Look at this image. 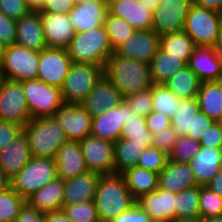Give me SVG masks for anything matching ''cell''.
I'll return each mask as SVG.
<instances>
[{
    "label": "cell",
    "instance_id": "1",
    "mask_svg": "<svg viewBox=\"0 0 222 222\" xmlns=\"http://www.w3.org/2000/svg\"><path fill=\"white\" fill-rule=\"evenodd\" d=\"M104 75L121 92L123 98L151 88L150 65L136 59L119 56L108 58Z\"/></svg>",
    "mask_w": 222,
    "mask_h": 222
},
{
    "label": "cell",
    "instance_id": "2",
    "mask_svg": "<svg viewBox=\"0 0 222 222\" xmlns=\"http://www.w3.org/2000/svg\"><path fill=\"white\" fill-rule=\"evenodd\" d=\"M128 190L122 174L101 175L97 184L94 203L101 222H109L136 203Z\"/></svg>",
    "mask_w": 222,
    "mask_h": 222
},
{
    "label": "cell",
    "instance_id": "3",
    "mask_svg": "<svg viewBox=\"0 0 222 222\" xmlns=\"http://www.w3.org/2000/svg\"><path fill=\"white\" fill-rule=\"evenodd\" d=\"M22 131L32 157L55 159L58 149L68 141L65 131L53 117L32 118Z\"/></svg>",
    "mask_w": 222,
    "mask_h": 222
},
{
    "label": "cell",
    "instance_id": "4",
    "mask_svg": "<svg viewBox=\"0 0 222 222\" xmlns=\"http://www.w3.org/2000/svg\"><path fill=\"white\" fill-rule=\"evenodd\" d=\"M66 50L74 63L104 67L114 52L104 25L88 31L76 32Z\"/></svg>",
    "mask_w": 222,
    "mask_h": 222
},
{
    "label": "cell",
    "instance_id": "5",
    "mask_svg": "<svg viewBox=\"0 0 222 222\" xmlns=\"http://www.w3.org/2000/svg\"><path fill=\"white\" fill-rule=\"evenodd\" d=\"M57 177L55 159L32 157L20 172L10 179V187L20 197L27 200L36 191Z\"/></svg>",
    "mask_w": 222,
    "mask_h": 222
},
{
    "label": "cell",
    "instance_id": "6",
    "mask_svg": "<svg viewBox=\"0 0 222 222\" xmlns=\"http://www.w3.org/2000/svg\"><path fill=\"white\" fill-rule=\"evenodd\" d=\"M104 76V66L72 63L62 85L64 104H80Z\"/></svg>",
    "mask_w": 222,
    "mask_h": 222
},
{
    "label": "cell",
    "instance_id": "7",
    "mask_svg": "<svg viewBox=\"0 0 222 222\" xmlns=\"http://www.w3.org/2000/svg\"><path fill=\"white\" fill-rule=\"evenodd\" d=\"M222 25V13L192 4L184 31L196 46L214 47Z\"/></svg>",
    "mask_w": 222,
    "mask_h": 222
},
{
    "label": "cell",
    "instance_id": "8",
    "mask_svg": "<svg viewBox=\"0 0 222 222\" xmlns=\"http://www.w3.org/2000/svg\"><path fill=\"white\" fill-rule=\"evenodd\" d=\"M22 86L31 119L52 117L64 105L59 87L47 85L38 79L22 81Z\"/></svg>",
    "mask_w": 222,
    "mask_h": 222
},
{
    "label": "cell",
    "instance_id": "9",
    "mask_svg": "<svg viewBox=\"0 0 222 222\" xmlns=\"http://www.w3.org/2000/svg\"><path fill=\"white\" fill-rule=\"evenodd\" d=\"M2 58L5 79L18 82L37 79L40 52L12 44L5 47Z\"/></svg>",
    "mask_w": 222,
    "mask_h": 222
},
{
    "label": "cell",
    "instance_id": "10",
    "mask_svg": "<svg viewBox=\"0 0 222 222\" xmlns=\"http://www.w3.org/2000/svg\"><path fill=\"white\" fill-rule=\"evenodd\" d=\"M31 119L22 82H0V120L15 123L22 128Z\"/></svg>",
    "mask_w": 222,
    "mask_h": 222
},
{
    "label": "cell",
    "instance_id": "11",
    "mask_svg": "<svg viewBox=\"0 0 222 222\" xmlns=\"http://www.w3.org/2000/svg\"><path fill=\"white\" fill-rule=\"evenodd\" d=\"M88 171L101 175L114 173V142L88 135L79 141Z\"/></svg>",
    "mask_w": 222,
    "mask_h": 222
},
{
    "label": "cell",
    "instance_id": "12",
    "mask_svg": "<svg viewBox=\"0 0 222 222\" xmlns=\"http://www.w3.org/2000/svg\"><path fill=\"white\" fill-rule=\"evenodd\" d=\"M192 4V0H170L159 4L152 11V30L159 36L182 31Z\"/></svg>",
    "mask_w": 222,
    "mask_h": 222
},
{
    "label": "cell",
    "instance_id": "13",
    "mask_svg": "<svg viewBox=\"0 0 222 222\" xmlns=\"http://www.w3.org/2000/svg\"><path fill=\"white\" fill-rule=\"evenodd\" d=\"M72 63L66 49H43L40 51L37 79L61 88Z\"/></svg>",
    "mask_w": 222,
    "mask_h": 222
},
{
    "label": "cell",
    "instance_id": "14",
    "mask_svg": "<svg viewBox=\"0 0 222 222\" xmlns=\"http://www.w3.org/2000/svg\"><path fill=\"white\" fill-rule=\"evenodd\" d=\"M52 117L65 131L68 140L81 141L91 134L93 117L80 104H64Z\"/></svg>",
    "mask_w": 222,
    "mask_h": 222
},
{
    "label": "cell",
    "instance_id": "15",
    "mask_svg": "<svg viewBox=\"0 0 222 222\" xmlns=\"http://www.w3.org/2000/svg\"><path fill=\"white\" fill-rule=\"evenodd\" d=\"M130 115H135V113L123 100L117 107L108 109L101 115L93 116L91 135L116 142L120 139L123 125Z\"/></svg>",
    "mask_w": 222,
    "mask_h": 222
},
{
    "label": "cell",
    "instance_id": "16",
    "mask_svg": "<svg viewBox=\"0 0 222 222\" xmlns=\"http://www.w3.org/2000/svg\"><path fill=\"white\" fill-rule=\"evenodd\" d=\"M160 46V36L153 30H136L114 52L119 56L150 64Z\"/></svg>",
    "mask_w": 222,
    "mask_h": 222
},
{
    "label": "cell",
    "instance_id": "17",
    "mask_svg": "<svg viewBox=\"0 0 222 222\" xmlns=\"http://www.w3.org/2000/svg\"><path fill=\"white\" fill-rule=\"evenodd\" d=\"M47 48L67 49L75 31L68 14L40 12Z\"/></svg>",
    "mask_w": 222,
    "mask_h": 222
},
{
    "label": "cell",
    "instance_id": "18",
    "mask_svg": "<svg viewBox=\"0 0 222 222\" xmlns=\"http://www.w3.org/2000/svg\"><path fill=\"white\" fill-rule=\"evenodd\" d=\"M124 100L121 92L104 75L80 103L91 116L117 107Z\"/></svg>",
    "mask_w": 222,
    "mask_h": 222
},
{
    "label": "cell",
    "instance_id": "19",
    "mask_svg": "<svg viewBox=\"0 0 222 222\" xmlns=\"http://www.w3.org/2000/svg\"><path fill=\"white\" fill-rule=\"evenodd\" d=\"M187 66L201 82L221 81L222 57L217 54L214 47L196 46Z\"/></svg>",
    "mask_w": 222,
    "mask_h": 222
},
{
    "label": "cell",
    "instance_id": "20",
    "mask_svg": "<svg viewBox=\"0 0 222 222\" xmlns=\"http://www.w3.org/2000/svg\"><path fill=\"white\" fill-rule=\"evenodd\" d=\"M176 193L157 188L154 192L142 195L136 203L147 212L152 221L176 219Z\"/></svg>",
    "mask_w": 222,
    "mask_h": 222
},
{
    "label": "cell",
    "instance_id": "21",
    "mask_svg": "<svg viewBox=\"0 0 222 222\" xmlns=\"http://www.w3.org/2000/svg\"><path fill=\"white\" fill-rule=\"evenodd\" d=\"M107 12L108 6L102 0H90L76 4L68 17L76 33L103 26Z\"/></svg>",
    "mask_w": 222,
    "mask_h": 222
},
{
    "label": "cell",
    "instance_id": "22",
    "mask_svg": "<svg viewBox=\"0 0 222 222\" xmlns=\"http://www.w3.org/2000/svg\"><path fill=\"white\" fill-rule=\"evenodd\" d=\"M57 176L63 181L80 176L88 171L81 152L79 141L68 140L55 156Z\"/></svg>",
    "mask_w": 222,
    "mask_h": 222
},
{
    "label": "cell",
    "instance_id": "23",
    "mask_svg": "<svg viewBox=\"0 0 222 222\" xmlns=\"http://www.w3.org/2000/svg\"><path fill=\"white\" fill-rule=\"evenodd\" d=\"M16 44L38 52L47 48L39 11L31 10L16 21Z\"/></svg>",
    "mask_w": 222,
    "mask_h": 222
},
{
    "label": "cell",
    "instance_id": "24",
    "mask_svg": "<svg viewBox=\"0 0 222 222\" xmlns=\"http://www.w3.org/2000/svg\"><path fill=\"white\" fill-rule=\"evenodd\" d=\"M32 155L28 140L22 131L0 151V166L9 179L17 175L31 160Z\"/></svg>",
    "mask_w": 222,
    "mask_h": 222
},
{
    "label": "cell",
    "instance_id": "25",
    "mask_svg": "<svg viewBox=\"0 0 222 222\" xmlns=\"http://www.w3.org/2000/svg\"><path fill=\"white\" fill-rule=\"evenodd\" d=\"M198 185L205 186L222 168L220 147L200 146L188 162Z\"/></svg>",
    "mask_w": 222,
    "mask_h": 222
},
{
    "label": "cell",
    "instance_id": "26",
    "mask_svg": "<svg viewBox=\"0 0 222 222\" xmlns=\"http://www.w3.org/2000/svg\"><path fill=\"white\" fill-rule=\"evenodd\" d=\"M108 12L127 21L136 30H152V10L138 0H117L108 6Z\"/></svg>",
    "mask_w": 222,
    "mask_h": 222
},
{
    "label": "cell",
    "instance_id": "27",
    "mask_svg": "<svg viewBox=\"0 0 222 222\" xmlns=\"http://www.w3.org/2000/svg\"><path fill=\"white\" fill-rule=\"evenodd\" d=\"M196 186L199 185L189 163L168 160L165 168L159 173L158 187L163 190L178 193Z\"/></svg>",
    "mask_w": 222,
    "mask_h": 222
},
{
    "label": "cell",
    "instance_id": "28",
    "mask_svg": "<svg viewBox=\"0 0 222 222\" xmlns=\"http://www.w3.org/2000/svg\"><path fill=\"white\" fill-rule=\"evenodd\" d=\"M101 174L87 171L65 181L63 206L94 201Z\"/></svg>",
    "mask_w": 222,
    "mask_h": 222
},
{
    "label": "cell",
    "instance_id": "29",
    "mask_svg": "<svg viewBox=\"0 0 222 222\" xmlns=\"http://www.w3.org/2000/svg\"><path fill=\"white\" fill-rule=\"evenodd\" d=\"M65 181L56 178L36 191L26 202L40 213H49L63 208Z\"/></svg>",
    "mask_w": 222,
    "mask_h": 222
},
{
    "label": "cell",
    "instance_id": "30",
    "mask_svg": "<svg viewBox=\"0 0 222 222\" xmlns=\"http://www.w3.org/2000/svg\"><path fill=\"white\" fill-rule=\"evenodd\" d=\"M200 111L215 122H222V82H201L197 93Z\"/></svg>",
    "mask_w": 222,
    "mask_h": 222
},
{
    "label": "cell",
    "instance_id": "31",
    "mask_svg": "<svg viewBox=\"0 0 222 222\" xmlns=\"http://www.w3.org/2000/svg\"><path fill=\"white\" fill-rule=\"evenodd\" d=\"M128 190L137 200L158 188L159 174L141 167H133L122 173Z\"/></svg>",
    "mask_w": 222,
    "mask_h": 222
},
{
    "label": "cell",
    "instance_id": "32",
    "mask_svg": "<svg viewBox=\"0 0 222 222\" xmlns=\"http://www.w3.org/2000/svg\"><path fill=\"white\" fill-rule=\"evenodd\" d=\"M147 147L143 143L133 140L119 139L114 142V173L122 174L126 170L136 167L139 157Z\"/></svg>",
    "mask_w": 222,
    "mask_h": 222
},
{
    "label": "cell",
    "instance_id": "33",
    "mask_svg": "<svg viewBox=\"0 0 222 222\" xmlns=\"http://www.w3.org/2000/svg\"><path fill=\"white\" fill-rule=\"evenodd\" d=\"M149 65L151 81L154 84H163L172 75L187 66L181 57L170 56L160 48Z\"/></svg>",
    "mask_w": 222,
    "mask_h": 222
},
{
    "label": "cell",
    "instance_id": "34",
    "mask_svg": "<svg viewBox=\"0 0 222 222\" xmlns=\"http://www.w3.org/2000/svg\"><path fill=\"white\" fill-rule=\"evenodd\" d=\"M200 83L201 81L196 74L186 66L172 75L163 84L182 100L197 97Z\"/></svg>",
    "mask_w": 222,
    "mask_h": 222
},
{
    "label": "cell",
    "instance_id": "35",
    "mask_svg": "<svg viewBox=\"0 0 222 222\" xmlns=\"http://www.w3.org/2000/svg\"><path fill=\"white\" fill-rule=\"evenodd\" d=\"M195 47L193 39L184 30L160 36L159 48L170 56L181 57L186 64Z\"/></svg>",
    "mask_w": 222,
    "mask_h": 222
},
{
    "label": "cell",
    "instance_id": "36",
    "mask_svg": "<svg viewBox=\"0 0 222 222\" xmlns=\"http://www.w3.org/2000/svg\"><path fill=\"white\" fill-rule=\"evenodd\" d=\"M200 111L197 97L182 99L176 113L171 118V126L178 136H188L192 132L193 117Z\"/></svg>",
    "mask_w": 222,
    "mask_h": 222
},
{
    "label": "cell",
    "instance_id": "37",
    "mask_svg": "<svg viewBox=\"0 0 222 222\" xmlns=\"http://www.w3.org/2000/svg\"><path fill=\"white\" fill-rule=\"evenodd\" d=\"M176 219H200L199 186L176 193Z\"/></svg>",
    "mask_w": 222,
    "mask_h": 222
},
{
    "label": "cell",
    "instance_id": "38",
    "mask_svg": "<svg viewBox=\"0 0 222 222\" xmlns=\"http://www.w3.org/2000/svg\"><path fill=\"white\" fill-rule=\"evenodd\" d=\"M152 109L170 118L176 113L181 99H179L164 84H152Z\"/></svg>",
    "mask_w": 222,
    "mask_h": 222
},
{
    "label": "cell",
    "instance_id": "39",
    "mask_svg": "<svg viewBox=\"0 0 222 222\" xmlns=\"http://www.w3.org/2000/svg\"><path fill=\"white\" fill-rule=\"evenodd\" d=\"M121 139L133 140L143 143L146 147L152 146V133L147 129L146 119L140 115H130L123 125Z\"/></svg>",
    "mask_w": 222,
    "mask_h": 222
},
{
    "label": "cell",
    "instance_id": "40",
    "mask_svg": "<svg viewBox=\"0 0 222 222\" xmlns=\"http://www.w3.org/2000/svg\"><path fill=\"white\" fill-rule=\"evenodd\" d=\"M104 27L108 34L113 51L130 37L136 29L122 18L111 15L107 12L104 19Z\"/></svg>",
    "mask_w": 222,
    "mask_h": 222
},
{
    "label": "cell",
    "instance_id": "41",
    "mask_svg": "<svg viewBox=\"0 0 222 222\" xmlns=\"http://www.w3.org/2000/svg\"><path fill=\"white\" fill-rule=\"evenodd\" d=\"M26 200L18 195L11 187L0 192L1 222H15Z\"/></svg>",
    "mask_w": 222,
    "mask_h": 222
},
{
    "label": "cell",
    "instance_id": "42",
    "mask_svg": "<svg viewBox=\"0 0 222 222\" xmlns=\"http://www.w3.org/2000/svg\"><path fill=\"white\" fill-rule=\"evenodd\" d=\"M200 218L222 216V197L206 186L199 185Z\"/></svg>",
    "mask_w": 222,
    "mask_h": 222
},
{
    "label": "cell",
    "instance_id": "43",
    "mask_svg": "<svg viewBox=\"0 0 222 222\" xmlns=\"http://www.w3.org/2000/svg\"><path fill=\"white\" fill-rule=\"evenodd\" d=\"M62 210L73 222H101L94 201L63 206Z\"/></svg>",
    "mask_w": 222,
    "mask_h": 222
},
{
    "label": "cell",
    "instance_id": "44",
    "mask_svg": "<svg viewBox=\"0 0 222 222\" xmlns=\"http://www.w3.org/2000/svg\"><path fill=\"white\" fill-rule=\"evenodd\" d=\"M200 143L188 136H178L174 149L169 155V160L174 162L188 163L198 152Z\"/></svg>",
    "mask_w": 222,
    "mask_h": 222
},
{
    "label": "cell",
    "instance_id": "45",
    "mask_svg": "<svg viewBox=\"0 0 222 222\" xmlns=\"http://www.w3.org/2000/svg\"><path fill=\"white\" fill-rule=\"evenodd\" d=\"M169 156L155 146L147 147L139 157L138 167L159 174L166 166Z\"/></svg>",
    "mask_w": 222,
    "mask_h": 222
},
{
    "label": "cell",
    "instance_id": "46",
    "mask_svg": "<svg viewBox=\"0 0 222 222\" xmlns=\"http://www.w3.org/2000/svg\"><path fill=\"white\" fill-rule=\"evenodd\" d=\"M124 101L136 115L146 117L153 111L151 88L125 97Z\"/></svg>",
    "mask_w": 222,
    "mask_h": 222
},
{
    "label": "cell",
    "instance_id": "47",
    "mask_svg": "<svg viewBox=\"0 0 222 222\" xmlns=\"http://www.w3.org/2000/svg\"><path fill=\"white\" fill-rule=\"evenodd\" d=\"M178 139V133L170 126L163 131H160L156 135H153L152 146H155L166 155H170L174 149L176 140Z\"/></svg>",
    "mask_w": 222,
    "mask_h": 222
},
{
    "label": "cell",
    "instance_id": "48",
    "mask_svg": "<svg viewBox=\"0 0 222 222\" xmlns=\"http://www.w3.org/2000/svg\"><path fill=\"white\" fill-rule=\"evenodd\" d=\"M30 11L25 0H0V12L15 21Z\"/></svg>",
    "mask_w": 222,
    "mask_h": 222
},
{
    "label": "cell",
    "instance_id": "49",
    "mask_svg": "<svg viewBox=\"0 0 222 222\" xmlns=\"http://www.w3.org/2000/svg\"><path fill=\"white\" fill-rule=\"evenodd\" d=\"M0 42L5 46L16 44V21L0 12Z\"/></svg>",
    "mask_w": 222,
    "mask_h": 222
},
{
    "label": "cell",
    "instance_id": "50",
    "mask_svg": "<svg viewBox=\"0 0 222 222\" xmlns=\"http://www.w3.org/2000/svg\"><path fill=\"white\" fill-rule=\"evenodd\" d=\"M109 222H153L150 215L145 212L137 203L125 212Z\"/></svg>",
    "mask_w": 222,
    "mask_h": 222
},
{
    "label": "cell",
    "instance_id": "51",
    "mask_svg": "<svg viewBox=\"0 0 222 222\" xmlns=\"http://www.w3.org/2000/svg\"><path fill=\"white\" fill-rule=\"evenodd\" d=\"M200 146L220 147L222 143V122H213L211 126L203 132L199 140Z\"/></svg>",
    "mask_w": 222,
    "mask_h": 222
},
{
    "label": "cell",
    "instance_id": "52",
    "mask_svg": "<svg viewBox=\"0 0 222 222\" xmlns=\"http://www.w3.org/2000/svg\"><path fill=\"white\" fill-rule=\"evenodd\" d=\"M147 129L152 133V135H156L160 131L165 130L166 128L171 126V118L162 115L158 112L152 111L146 117Z\"/></svg>",
    "mask_w": 222,
    "mask_h": 222
},
{
    "label": "cell",
    "instance_id": "53",
    "mask_svg": "<svg viewBox=\"0 0 222 222\" xmlns=\"http://www.w3.org/2000/svg\"><path fill=\"white\" fill-rule=\"evenodd\" d=\"M214 121L202 111H198L193 117L192 132L188 133V137L195 140L202 138L203 132L207 130Z\"/></svg>",
    "mask_w": 222,
    "mask_h": 222
},
{
    "label": "cell",
    "instance_id": "54",
    "mask_svg": "<svg viewBox=\"0 0 222 222\" xmlns=\"http://www.w3.org/2000/svg\"><path fill=\"white\" fill-rule=\"evenodd\" d=\"M23 128L15 123L0 120V151L5 148Z\"/></svg>",
    "mask_w": 222,
    "mask_h": 222
},
{
    "label": "cell",
    "instance_id": "55",
    "mask_svg": "<svg viewBox=\"0 0 222 222\" xmlns=\"http://www.w3.org/2000/svg\"><path fill=\"white\" fill-rule=\"evenodd\" d=\"M74 6L73 0H46L43 8L39 12L68 14Z\"/></svg>",
    "mask_w": 222,
    "mask_h": 222
},
{
    "label": "cell",
    "instance_id": "56",
    "mask_svg": "<svg viewBox=\"0 0 222 222\" xmlns=\"http://www.w3.org/2000/svg\"><path fill=\"white\" fill-rule=\"evenodd\" d=\"M15 222H45L43 213L32 208L27 202L21 208Z\"/></svg>",
    "mask_w": 222,
    "mask_h": 222
},
{
    "label": "cell",
    "instance_id": "57",
    "mask_svg": "<svg viewBox=\"0 0 222 222\" xmlns=\"http://www.w3.org/2000/svg\"><path fill=\"white\" fill-rule=\"evenodd\" d=\"M45 222H73L62 209L45 213Z\"/></svg>",
    "mask_w": 222,
    "mask_h": 222
},
{
    "label": "cell",
    "instance_id": "58",
    "mask_svg": "<svg viewBox=\"0 0 222 222\" xmlns=\"http://www.w3.org/2000/svg\"><path fill=\"white\" fill-rule=\"evenodd\" d=\"M193 4L222 13V0H192Z\"/></svg>",
    "mask_w": 222,
    "mask_h": 222
},
{
    "label": "cell",
    "instance_id": "59",
    "mask_svg": "<svg viewBox=\"0 0 222 222\" xmlns=\"http://www.w3.org/2000/svg\"><path fill=\"white\" fill-rule=\"evenodd\" d=\"M205 186L222 197V168Z\"/></svg>",
    "mask_w": 222,
    "mask_h": 222
},
{
    "label": "cell",
    "instance_id": "60",
    "mask_svg": "<svg viewBox=\"0 0 222 222\" xmlns=\"http://www.w3.org/2000/svg\"><path fill=\"white\" fill-rule=\"evenodd\" d=\"M25 2L30 8V10L40 11L43 8L46 0H25Z\"/></svg>",
    "mask_w": 222,
    "mask_h": 222
},
{
    "label": "cell",
    "instance_id": "61",
    "mask_svg": "<svg viewBox=\"0 0 222 222\" xmlns=\"http://www.w3.org/2000/svg\"><path fill=\"white\" fill-rule=\"evenodd\" d=\"M10 187V179L6 176L2 167L0 166V192Z\"/></svg>",
    "mask_w": 222,
    "mask_h": 222
},
{
    "label": "cell",
    "instance_id": "62",
    "mask_svg": "<svg viewBox=\"0 0 222 222\" xmlns=\"http://www.w3.org/2000/svg\"><path fill=\"white\" fill-rule=\"evenodd\" d=\"M214 49L216 50L217 54L222 57V25L220 27V32L217 38V42L214 45Z\"/></svg>",
    "mask_w": 222,
    "mask_h": 222
},
{
    "label": "cell",
    "instance_id": "63",
    "mask_svg": "<svg viewBox=\"0 0 222 222\" xmlns=\"http://www.w3.org/2000/svg\"><path fill=\"white\" fill-rule=\"evenodd\" d=\"M141 4H143L147 9L154 10L159 4L157 0H138Z\"/></svg>",
    "mask_w": 222,
    "mask_h": 222
},
{
    "label": "cell",
    "instance_id": "64",
    "mask_svg": "<svg viewBox=\"0 0 222 222\" xmlns=\"http://www.w3.org/2000/svg\"><path fill=\"white\" fill-rule=\"evenodd\" d=\"M200 222H222V216L200 218Z\"/></svg>",
    "mask_w": 222,
    "mask_h": 222
},
{
    "label": "cell",
    "instance_id": "65",
    "mask_svg": "<svg viewBox=\"0 0 222 222\" xmlns=\"http://www.w3.org/2000/svg\"><path fill=\"white\" fill-rule=\"evenodd\" d=\"M173 222H200V219H194V218L174 219Z\"/></svg>",
    "mask_w": 222,
    "mask_h": 222
},
{
    "label": "cell",
    "instance_id": "66",
    "mask_svg": "<svg viewBox=\"0 0 222 222\" xmlns=\"http://www.w3.org/2000/svg\"><path fill=\"white\" fill-rule=\"evenodd\" d=\"M5 80L4 72H3V58L0 57V82Z\"/></svg>",
    "mask_w": 222,
    "mask_h": 222
},
{
    "label": "cell",
    "instance_id": "67",
    "mask_svg": "<svg viewBox=\"0 0 222 222\" xmlns=\"http://www.w3.org/2000/svg\"><path fill=\"white\" fill-rule=\"evenodd\" d=\"M4 51H5V46L0 42V57H3Z\"/></svg>",
    "mask_w": 222,
    "mask_h": 222
},
{
    "label": "cell",
    "instance_id": "68",
    "mask_svg": "<svg viewBox=\"0 0 222 222\" xmlns=\"http://www.w3.org/2000/svg\"><path fill=\"white\" fill-rule=\"evenodd\" d=\"M74 1V4H82V3H85L87 1H90V0H73Z\"/></svg>",
    "mask_w": 222,
    "mask_h": 222
},
{
    "label": "cell",
    "instance_id": "69",
    "mask_svg": "<svg viewBox=\"0 0 222 222\" xmlns=\"http://www.w3.org/2000/svg\"><path fill=\"white\" fill-rule=\"evenodd\" d=\"M107 6H109L110 4H112L113 2L117 1V0H102Z\"/></svg>",
    "mask_w": 222,
    "mask_h": 222
},
{
    "label": "cell",
    "instance_id": "70",
    "mask_svg": "<svg viewBox=\"0 0 222 222\" xmlns=\"http://www.w3.org/2000/svg\"><path fill=\"white\" fill-rule=\"evenodd\" d=\"M164 1H170V0H157L158 4L164 3Z\"/></svg>",
    "mask_w": 222,
    "mask_h": 222
},
{
    "label": "cell",
    "instance_id": "71",
    "mask_svg": "<svg viewBox=\"0 0 222 222\" xmlns=\"http://www.w3.org/2000/svg\"><path fill=\"white\" fill-rule=\"evenodd\" d=\"M153 222H173V220H169V221H153Z\"/></svg>",
    "mask_w": 222,
    "mask_h": 222
}]
</instances>
